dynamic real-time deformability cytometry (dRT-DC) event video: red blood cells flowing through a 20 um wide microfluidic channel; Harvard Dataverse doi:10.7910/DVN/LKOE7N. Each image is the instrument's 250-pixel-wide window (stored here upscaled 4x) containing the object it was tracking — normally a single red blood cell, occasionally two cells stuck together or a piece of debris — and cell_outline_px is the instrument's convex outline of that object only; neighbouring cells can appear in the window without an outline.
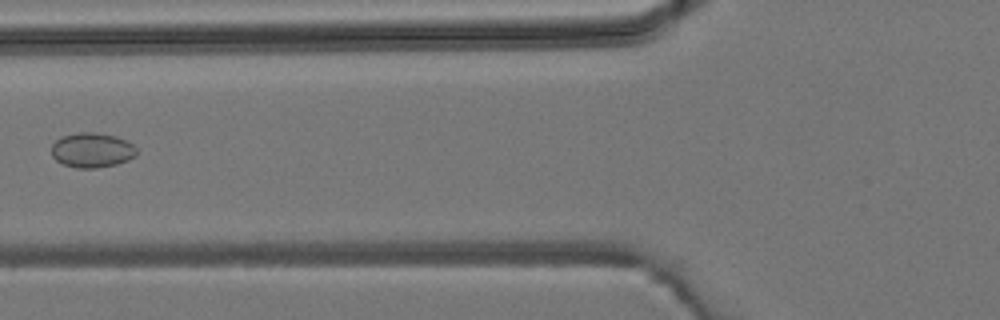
{"species": "common noctule bat (a hibernating species)", "species_latin": "Nyctalus noctula", "temperature_condition": "room temperature", "stored_images_in_passage": 3, "camera_frame_rate_fps": 3000, "um_per_image_px": 0.085, "animal": {"sex": "male", "body_mass_g": 19.2, "forearm_length_mm": 51.8}, "frame": {"image": 1, "passage_image": 2, "time_ms": 1.333, "image_size_px": [1000, 320], "cell_outline_px": [[136, 156], [128, 160], [116, 164], [96, 168], [76, 168], [64, 164], [56, 160], [52, 156], [52, 144], [56, 140], [64, 136], [80, 132], [96, 132], [116, 136], [132, 144], [136, 148]], "centroid_in_image_um": [7.82, 12.76], "position_along_channel_um": 118.0, "area_um2": 17.17}}
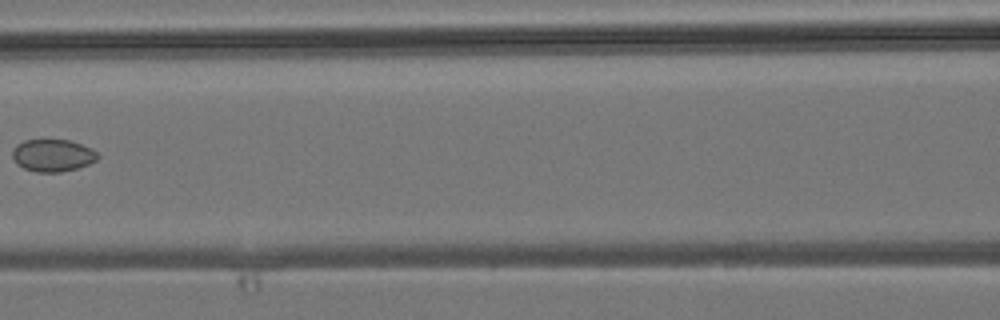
{"frame": {"image": 2, "passage_image": 3, "time_ms": 2.333, "image_size_px": [1000, 320], "cell_outline_px": [[100, 156], [96, 160], [88, 164], [76, 168], [60, 172], [36, 172], [24, 168], [16, 164], [12, 156], [12, 152], [16, 144], [24, 140], [72, 140], [92, 148]], "centroid_in_image_um": [4.48, 13.2], "position_along_channel_um": 162.1, "area_um2": 16.13}}